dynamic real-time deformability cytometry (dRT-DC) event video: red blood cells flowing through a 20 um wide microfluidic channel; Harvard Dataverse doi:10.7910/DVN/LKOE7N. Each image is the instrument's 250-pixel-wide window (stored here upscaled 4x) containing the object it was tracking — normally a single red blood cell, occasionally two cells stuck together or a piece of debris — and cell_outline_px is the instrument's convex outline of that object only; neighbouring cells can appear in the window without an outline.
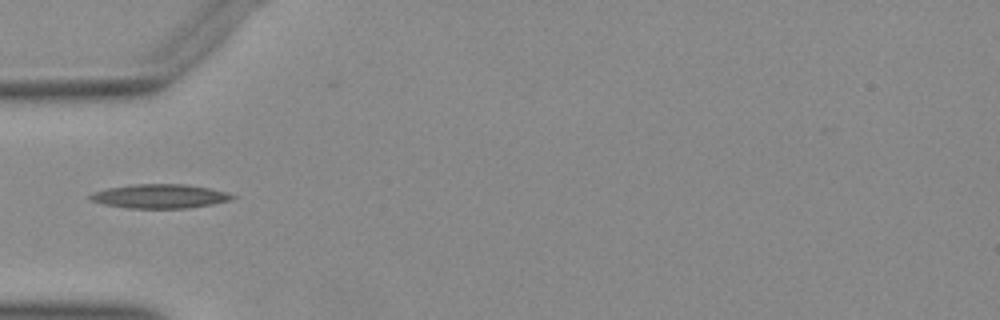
{"species": "Egyptian fruit bat (a non-hibernating species)", "species_latin": "Rousettus aegyptiacus", "temperature_condition": "warm", "stored_images_in_passage": 36, "camera_frame_rate_fps": 3000, "um_per_image_px": 0.085, "animal": {"sex": "female"}, "frame": {"image": 1, "passage_image": 1, "time_ms": 0.0, "image_size_px": [1000, 320], "cell_outline_px": [[236, 196], [232, 200], [212, 204], [188, 208], [128, 208], [104, 204], [92, 200], [88, 196], [96, 192], [108, 188], [136, 184], [184, 184], [208, 188], [228, 192]], "centroid_in_image_um": [13.64, 16.68], "position_along_channel_um": 71.4, "area_um2": 19.71}}
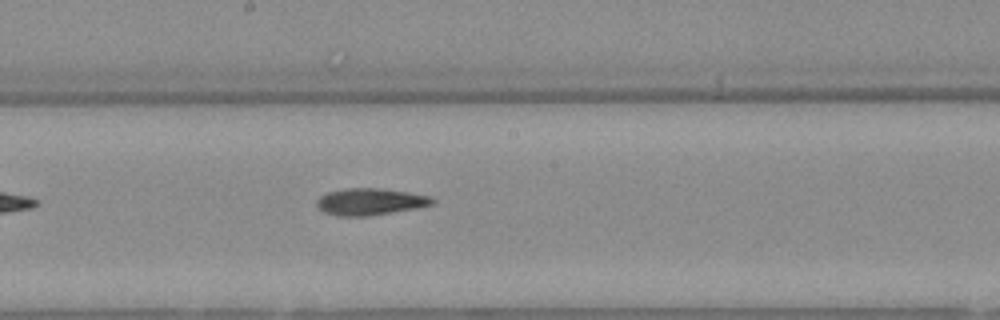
{"frame": {"image": 2, "passage_image": 12, "time_ms": 3.667, "image_size_px": [1000, 320], "cell_outline_px": [[436, 200], [432, 204], [416, 208], [368, 216], [336, 216], [324, 212], [316, 204], [316, 200], [320, 196], [328, 192], [344, 188], [380, 188], [408, 192], [428, 196]], "centroid_in_image_um": [31.43, 17.14], "position_along_channel_um": 216.8, "area_um2": 17.98}}
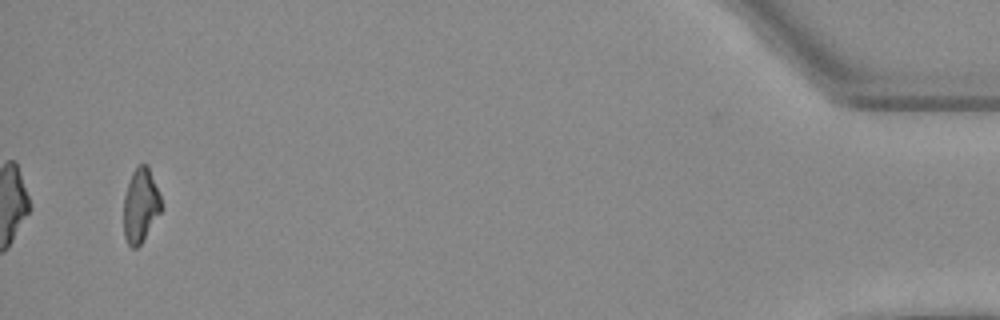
{"frame": {"image": 3, "passage_image": 34, "time_ms": 11.0, "image_size_px": [1000, 320], "cell_outline_px": [[164, 208], [140, 244], [136, 248], [132, 248], [128, 244], [124, 236], [124, 196], [132, 172], [140, 164], [148, 164], [160, 196]], "centroid_in_image_um": [11.96, 17.46], "position_along_channel_um": 423.2, "area_um2": 16.24}}